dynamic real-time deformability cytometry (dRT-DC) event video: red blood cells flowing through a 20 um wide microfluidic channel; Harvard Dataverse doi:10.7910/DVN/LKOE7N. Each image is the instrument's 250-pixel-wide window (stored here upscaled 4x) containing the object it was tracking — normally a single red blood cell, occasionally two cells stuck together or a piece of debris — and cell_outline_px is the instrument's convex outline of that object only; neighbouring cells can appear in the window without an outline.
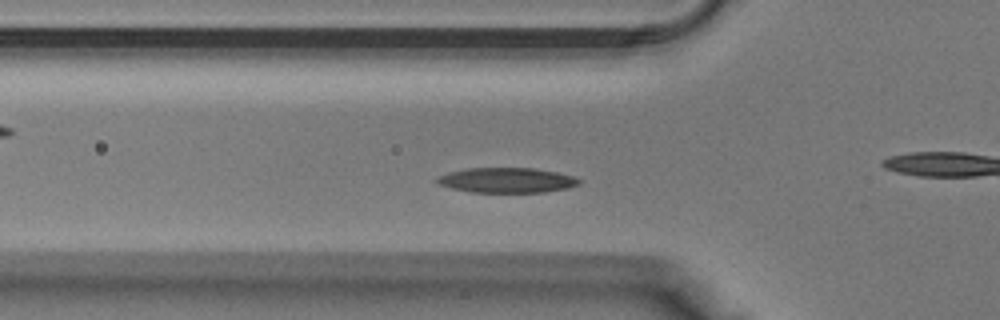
{"species": "Egyptian fruit bat (a non-hibernating species)", "species_latin": "Rousettus aegyptiacus", "temperature_condition": "warm", "stored_images_in_passage": 35, "camera_frame_rate_fps": 3000, "um_per_image_px": 0.085, "animal": {"sex": "male"}, "frame": {"image": 1, "passage_image": 8, "time_ms": 2.333, "image_size_px": [1000, 320], "cell_outline_px": [[580, 184], [568, 188], [544, 192], [472, 192], [452, 188], [436, 184], [436, 176], [448, 172], [468, 168], [532, 168], [556, 172], [572, 176], [580, 180]], "centroid_in_image_um": [43.03, 15.32], "position_along_channel_um": 82.8, "area_um2": 20.69}}
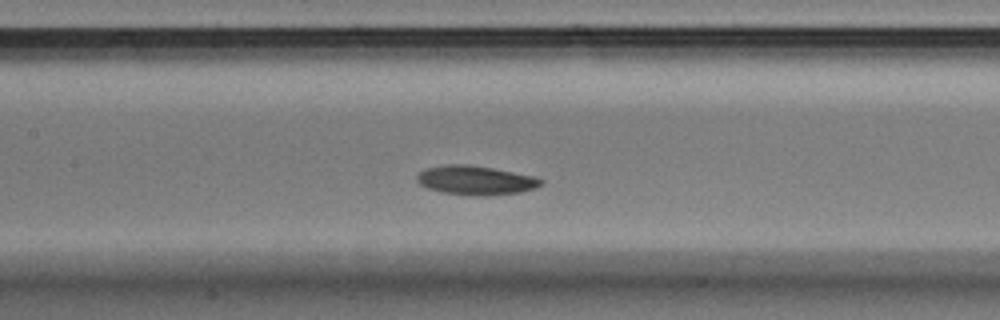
{"frame": {"image": 2, "passage_image": 13, "time_ms": 4.0, "image_size_px": [1000, 320], "cell_outline_px": [[544, 184], [536, 188], [520, 192], [484, 196], [472, 196], [440, 192], [428, 188], [420, 184], [416, 180], [416, 176], [424, 168], [448, 164], [468, 164], [492, 168], [532, 176], [544, 180]], "centroid_in_image_um": [40.41, 15.33], "position_along_channel_um": 167.0, "area_um2": 21.15}}
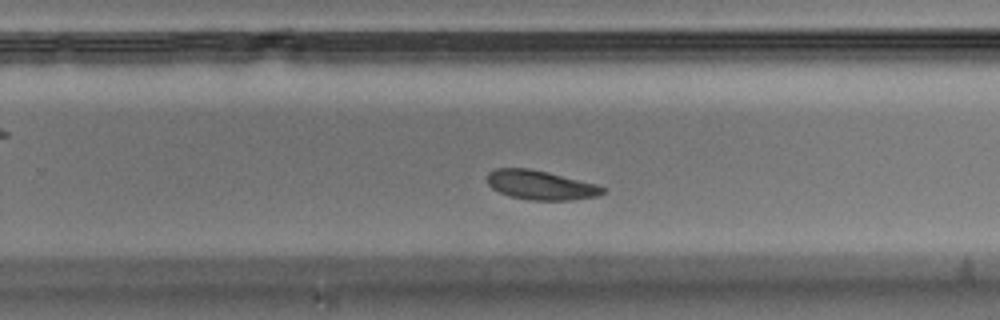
{"frame": {"image": 3, "passage_image": 20, "time_ms": 6.333, "image_size_px": [1000, 320], "cell_outline_px": [[608, 188], [600, 196], [572, 200], [528, 200], [508, 196], [492, 188], [488, 184], [488, 172], [496, 168], [528, 168], [548, 172], [596, 184]], "centroid_in_image_um": [45.98, 15.74], "position_along_channel_um": 283.8, "area_um2": 19.83}}